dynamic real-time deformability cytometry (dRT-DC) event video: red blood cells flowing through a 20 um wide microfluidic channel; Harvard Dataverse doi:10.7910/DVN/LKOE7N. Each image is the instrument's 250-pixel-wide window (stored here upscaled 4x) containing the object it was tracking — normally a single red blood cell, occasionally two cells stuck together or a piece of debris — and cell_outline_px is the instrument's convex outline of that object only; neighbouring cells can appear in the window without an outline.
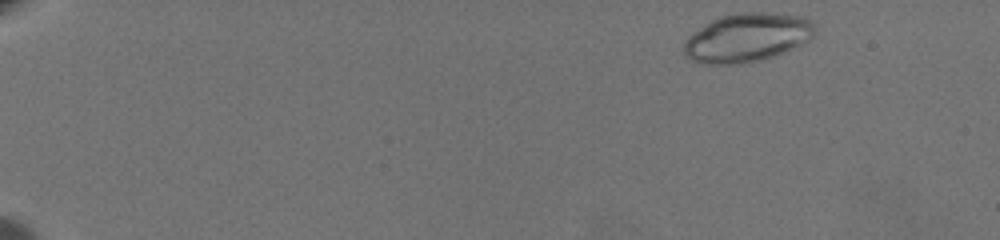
{"species": "common noctule bat (a hibernating species)", "species_latin": "Nyctalus noctula", "temperature_condition": "warm", "stored_images_in_passage": 58, "camera_frame_rate_fps": 3000, "um_per_image_px": 0.085, "animal": {"sex": "female", "body_mass_g": 19.5, "forearm_length_mm": 54.1}, "frame": {"image": 1, "passage_image": 2, "time_ms": 0.333, "image_size_px": [1000, 240], "cell_outline_px": [[816, 32], [808, 40], [800, 44], [780, 52], [768, 56], [736, 64], [700, 64], [684, 56], [684, 44], [688, 36], [712, 20], [720, 16], [740, 12], [764, 12], [804, 16], [812, 20], [816, 24]], "centroid_in_image_um": [63.49, 3.16], "position_along_channel_um": 21.5, "area_um2": 36.7}}
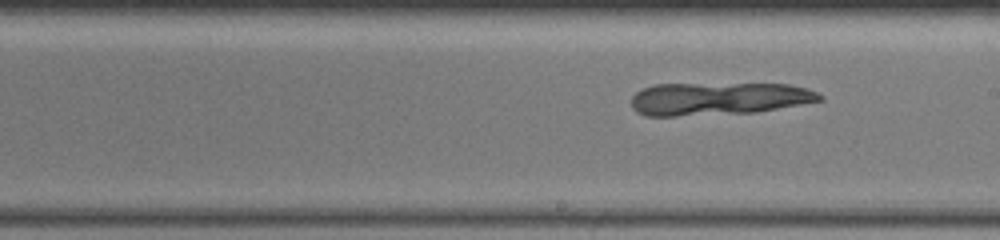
{"frame": {"image": 2, "passage_image": 34, "time_ms": 11.0, "image_size_px": [1000, 240], "cell_outline_px": [[824, 100], [756, 112], [676, 116], [644, 116], [636, 112], [632, 108], [632, 96], [636, 92], [644, 88], [656, 84], [788, 84], [808, 88], [824, 96]], "centroid_in_image_um": [61.07, 8.39], "position_along_channel_um": 227.9, "area_um2": 36.01}}
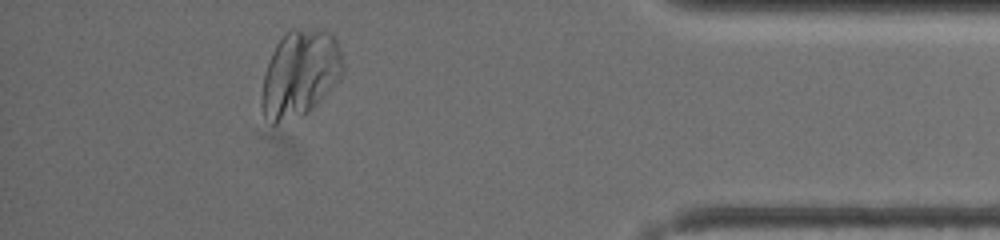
{"frame": {"image": 3, "passage_image": 53, "time_ms": 17.333, "image_size_px": [1000, 240], "cell_outline_px": [[344, 72], [340, 80], [312, 108], [304, 112], [276, 124], [272, 124], [264, 116], [260, 104], [260, 100], [264, 72], [272, 52], [276, 44], [284, 32], [292, 28], [296, 28], [332, 32], [336, 36], [340, 48], [344, 64]], "centroid_in_image_um": [25.5, 6.21], "position_along_channel_um": 409.7, "area_um2": 41.33}}